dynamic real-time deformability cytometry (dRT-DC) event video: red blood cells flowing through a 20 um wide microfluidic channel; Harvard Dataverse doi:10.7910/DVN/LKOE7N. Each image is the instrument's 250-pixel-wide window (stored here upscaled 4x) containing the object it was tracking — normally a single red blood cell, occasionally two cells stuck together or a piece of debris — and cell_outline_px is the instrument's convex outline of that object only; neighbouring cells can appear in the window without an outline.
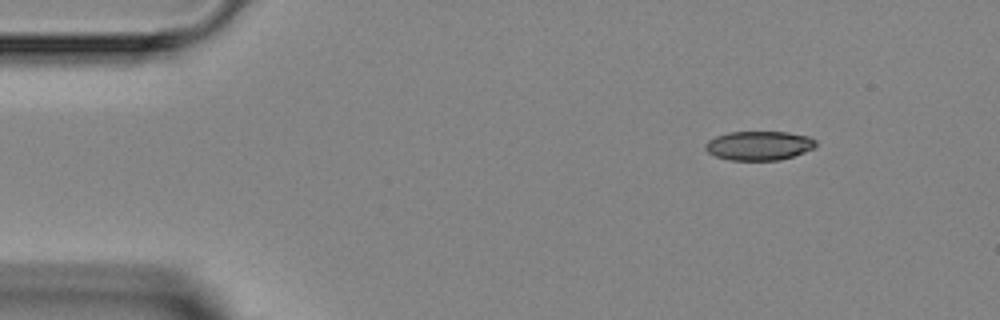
{"species": "Egyptian fruit bat (a non-hibernating species)", "species_latin": "Rousettus aegyptiacus", "temperature_condition": "room temperature", "stored_images_in_passage": 3, "camera_frame_rate_fps": 3000, "um_per_image_px": 0.085, "animal": {"sex": "female"}, "frame": {"image": 1, "passage_image": 1, "time_ms": 0.0, "image_size_px": [1000, 320], "cell_outline_px": [[816, 144], [812, 148], [804, 152], [780, 160], [728, 160], [716, 156], [708, 152], [704, 148], [704, 144], [708, 140], [716, 136], [728, 132], [788, 132], [808, 136], [816, 140]], "centroid_in_image_um": [64.48, 12.37], "position_along_channel_um": 20.5, "area_um2": 18.73}}